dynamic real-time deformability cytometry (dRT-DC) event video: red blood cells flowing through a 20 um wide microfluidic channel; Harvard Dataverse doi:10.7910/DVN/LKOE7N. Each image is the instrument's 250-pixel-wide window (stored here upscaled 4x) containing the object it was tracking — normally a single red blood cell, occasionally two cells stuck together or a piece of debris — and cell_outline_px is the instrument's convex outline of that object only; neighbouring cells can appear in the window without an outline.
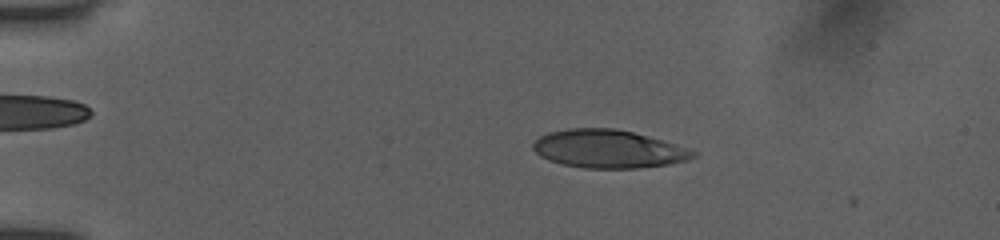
{"species": "human", "species_latin": "Homo sapiens", "temperature_condition": "room temperature", "stored_images_in_passage": 14, "camera_frame_rate_fps": 3000, "um_per_image_px": 0.085, "donor": {"sex": "female"}, "frame": {"image": 1, "passage_image": 6, "time_ms": 3.333, "image_size_px": [1000, 240], "cell_outline_px": [[696, 156], [688, 160], [668, 164], [636, 168], [584, 168], [564, 164], [548, 160], [540, 156], [532, 148], [532, 144], [540, 136], [548, 132], [568, 128], [612, 128], [632, 132], [664, 140], [696, 152]], "centroid_in_image_um": [51.68, 12.65], "position_along_channel_um": 33.3, "area_um2": 35.37}}
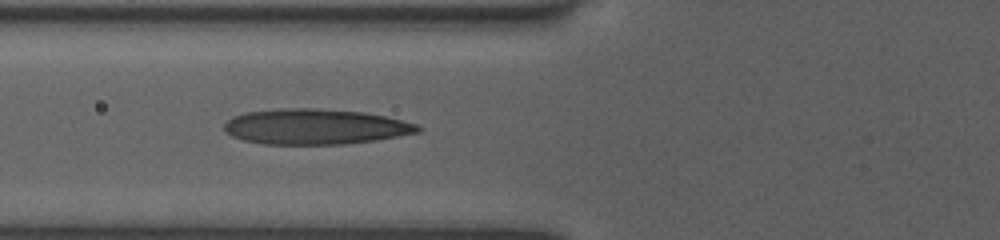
{"frame": {"image": 2, "passage_image": 11, "time_ms": 6.667, "image_size_px": [1000, 240], "cell_outline_px": [[424, 128], [420, 132], [376, 140], [344, 144], [264, 144], [244, 140], [232, 136], [224, 132], [224, 124], [232, 116], [248, 112], [280, 108], [316, 108], [364, 112], [384, 116], [416, 124]], "centroid_in_image_um": [26.79, 10.76], "position_along_channel_um": 99.0, "area_um2": 40.0}}
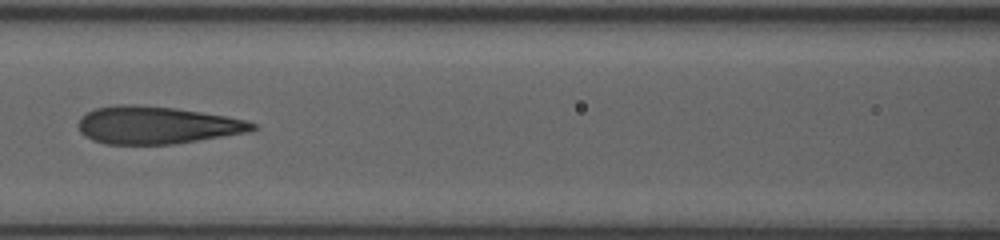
{"frame": {"image": 3, "passage_image": 13, "time_ms": 8.0, "image_size_px": [1000, 240], "cell_outline_px": [[256, 128], [244, 132], [172, 144], [104, 144], [92, 140], [80, 132], [80, 116], [96, 108], [116, 104], [136, 104], [176, 108], [224, 116], [244, 120], [256, 124]], "centroid_in_image_um": [13.24, 10.63], "position_along_channel_um": 153.4, "area_um2": 37.51}}